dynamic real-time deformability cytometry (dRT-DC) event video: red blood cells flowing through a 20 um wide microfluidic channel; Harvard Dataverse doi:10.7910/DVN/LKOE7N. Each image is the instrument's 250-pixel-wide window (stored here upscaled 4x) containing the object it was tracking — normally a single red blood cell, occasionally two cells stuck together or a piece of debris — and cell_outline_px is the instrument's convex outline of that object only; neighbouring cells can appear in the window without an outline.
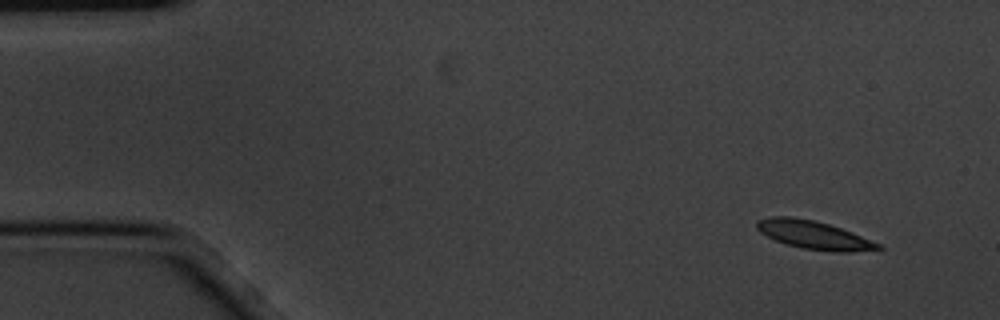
{"species": "common noctule bat (a hibernating species)", "species_latin": "Nyctalus noctula", "temperature_condition": "cold", "stored_images_in_passage": 8, "camera_frame_rate_fps": 3000, "um_per_image_px": 0.085, "animal": {"sex": "male", "body_mass_g": 20.1, "forearm_length_mm": 53.5}, "frame": {"image": 1, "passage_image": 1, "time_ms": 0.0, "image_size_px": [1000, 320], "cell_outline_px": [[884, 248], [852, 252], [836, 252], [804, 248], [784, 244], [760, 232], [756, 228], [756, 220], [772, 216], [792, 216], [812, 220], [828, 224], [852, 232], [880, 244]], "centroid_in_image_um": [69.14, 19.97], "position_along_channel_um": 15.9, "area_um2": 19.83}}
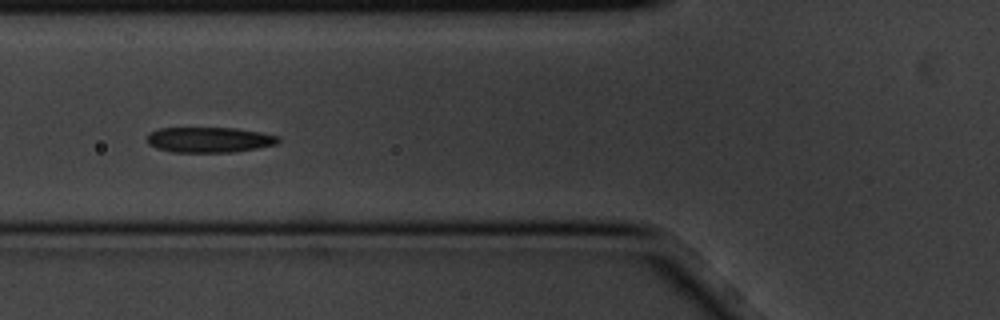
{"frame": {"image": 2, "passage_image": 6, "time_ms": 1.667, "image_size_px": [1000, 320], "cell_outline_px": [[280, 140], [276, 144], [236, 152], [172, 152], [156, 148], [148, 144], [148, 132], [160, 128], [236, 128], [260, 132], [280, 136]], "centroid_in_image_um": [17.78, 11.88], "position_along_channel_um": 108.0, "area_um2": 19.48}}
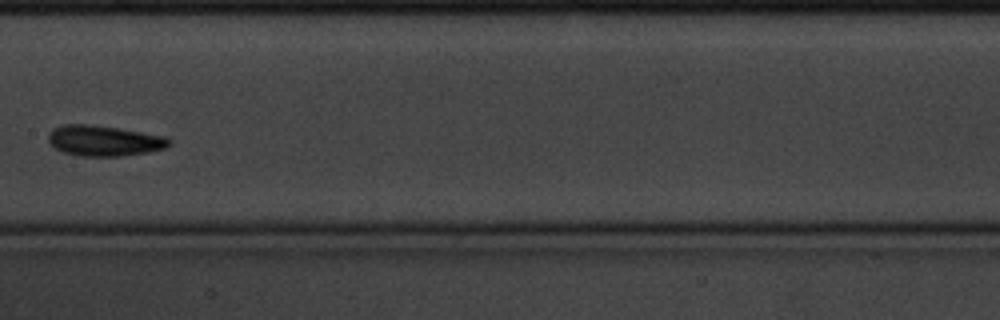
{"frame": {"image": 3, "passage_image": 8, "time_ms": 2.333, "image_size_px": [1000, 320], "cell_outline_px": [[172, 144], [164, 148], [148, 152], [120, 156], [76, 156], [64, 152], [56, 148], [48, 140], [48, 132], [52, 128], [64, 124], [84, 124], [116, 128], [164, 136], [172, 140]], "centroid_in_image_um": [8.83, 11.96], "position_along_channel_um": 198.6, "area_um2": 21.39}}